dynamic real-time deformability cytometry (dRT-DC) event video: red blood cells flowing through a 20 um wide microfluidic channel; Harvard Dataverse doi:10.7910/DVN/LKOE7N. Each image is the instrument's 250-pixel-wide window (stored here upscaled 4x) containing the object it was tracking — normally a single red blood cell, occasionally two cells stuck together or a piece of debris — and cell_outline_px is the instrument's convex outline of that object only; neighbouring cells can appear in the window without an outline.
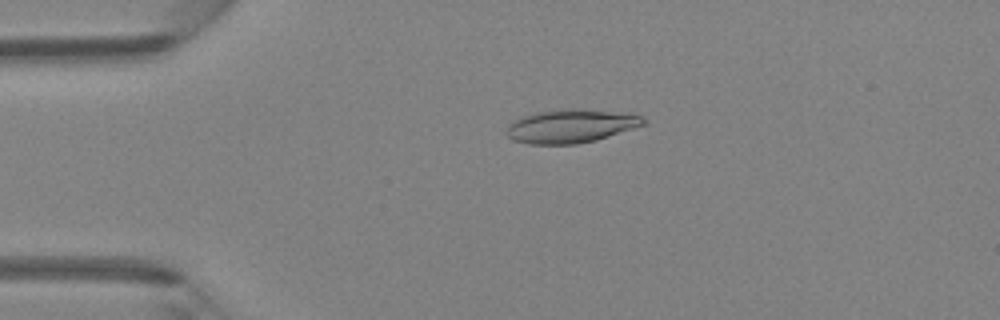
{"species": "Egyptian fruit bat (a non-hibernating species)", "species_latin": "Rousettus aegyptiacus", "temperature_condition": "room temperature", "stored_images_in_passage": 4, "camera_frame_rate_fps": 3000, "um_per_image_px": 0.085, "animal": {"sex": "female"}, "frame": {"image": 1, "passage_image": 3, "time_ms": 2.333, "image_size_px": [1000, 320], "cell_outline_px": [[648, 124], [596, 140], [576, 144], [528, 144], [512, 140], [508, 136], [508, 124], [532, 112], [564, 108], [580, 108], [612, 112], [640, 116], [648, 120]], "centroid_in_image_um": [48.53, 10.71], "position_along_channel_um": 36.5, "area_um2": 26.76}}